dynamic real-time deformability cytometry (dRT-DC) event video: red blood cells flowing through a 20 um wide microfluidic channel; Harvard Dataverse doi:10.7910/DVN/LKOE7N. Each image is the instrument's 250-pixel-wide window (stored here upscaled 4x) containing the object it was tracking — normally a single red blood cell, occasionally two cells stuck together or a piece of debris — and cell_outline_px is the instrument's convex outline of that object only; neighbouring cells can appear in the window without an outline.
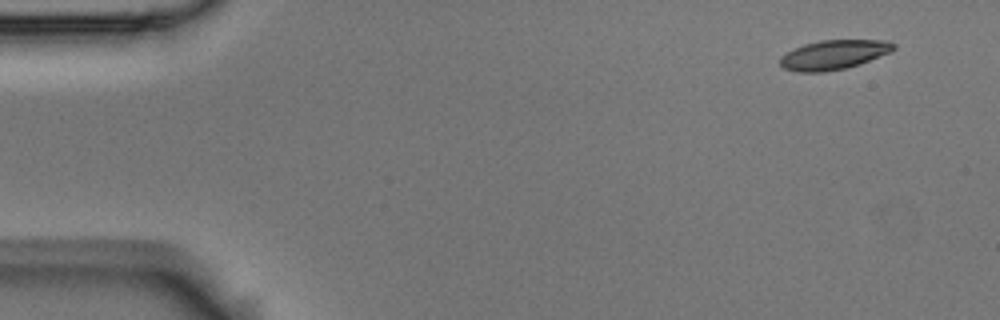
{"species": "Egyptian fruit bat (a non-hibernating species)", "species_latin": "Rousettus aegyptiacus", "temperature_condition": "room temperature", "stored_images_in_passage": 6, "camera_frame_rate_fps": 3000, "um_per_image_px": 0.085, "animal": {"sex": "male"}, "frame": {"image": 1, "passage_image": 1, "time_ms": 0.0, "image_size_px": [1000, 320], "cell_outline_px": [[896, 48], [892, 52], [844, 68], [824, 72], [796, 72], [784, 68], [780, 64], [780, 56], [804, 44], [820, 40], [888, 40], [896, 44]], "centroid_in_image_um": [70.88, 4.64], "position_along_channel_um": 14.1, "area_um2": 19.31}}
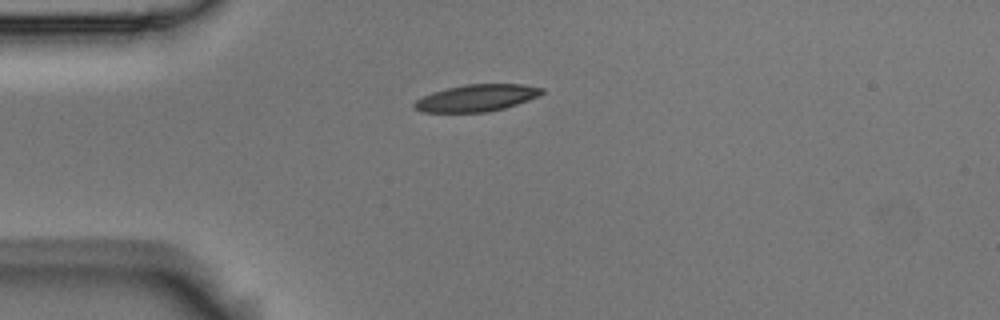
{"frame": {"image": 2, "passage_image": 4, "time_ms": 1.0, "image_size_px": [1000, 320], "cell_outline_px": [[544, 92], [540, 96], [504, 108], [488, 112], [424, 112], [412, 108], [412, 104], [416, 100], [432, 92], [464, 84], [524, 84], [544, 88]], "centroid_in_image_um": [40.52, 8.32], "position_along_channel_um": 44.5, "area_um2": 20.06}}
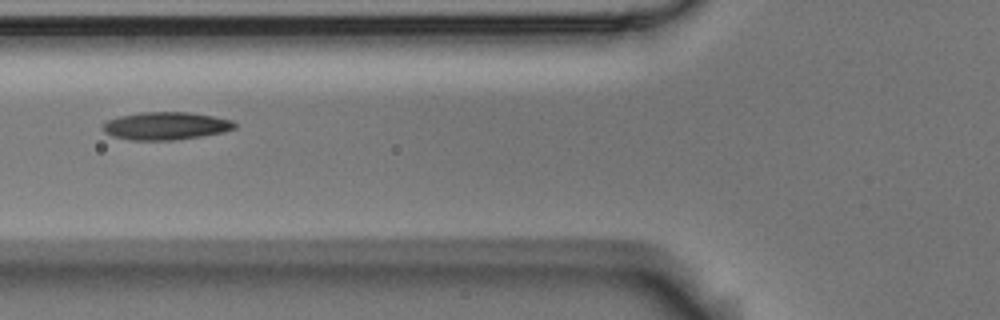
{"frame": {"image": 3, "passage_image": 6, "time_ms": 1.667, "image_size_px": [1000, 320], "cell_outline_px": [[236, 128], [224, 132], [200, 136], [172, 140], [132, 140], [112, 136], [104, 132], [104, 124], [108, 120], [120, 116], [140, 112], [188, 112], [212, 116], [232, 120], [236, 124]], "centroid_in_image_um": [14.11, 10.7], "position_along_channel_um": 111.7, "area_um2": 21.15}}